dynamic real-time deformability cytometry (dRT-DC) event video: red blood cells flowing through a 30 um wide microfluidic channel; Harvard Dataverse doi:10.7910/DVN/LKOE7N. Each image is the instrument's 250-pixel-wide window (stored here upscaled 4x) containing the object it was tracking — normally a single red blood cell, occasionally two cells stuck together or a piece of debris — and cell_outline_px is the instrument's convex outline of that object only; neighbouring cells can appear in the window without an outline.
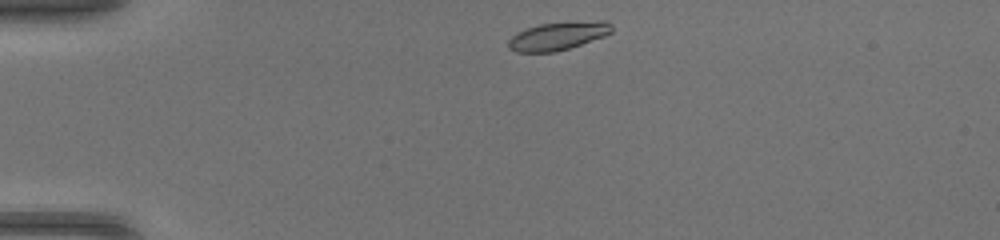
{"species": "common noctule bat (a hibernating species)", "species_latin": "Nyctalus noctula", "temperature_condition": "warm", "stored_images_in_passage": 39, "camera_frame_rate_fps": 3000, "um_per_image_px": 0.085, "animal": {"sex": "female", "body_mass_g": 17.0, "forearm_length_mm": 48.0}, "frame": {"image": 1, "passage_image": 1, "time_ms": 0.0, "image_size_px": [1000, 240], "cell_outline_px": [[612, 32], [604, 36], [556, 52], [516, 52], [508, 48], [508, 40], [516, 32], [540, 24], [604, 20], [608, 20], [612, 24]], "centroid_in_image_um": [47.43, 3.06], "position_along_channel_um": 37.6, "area_um2": 16.82}}
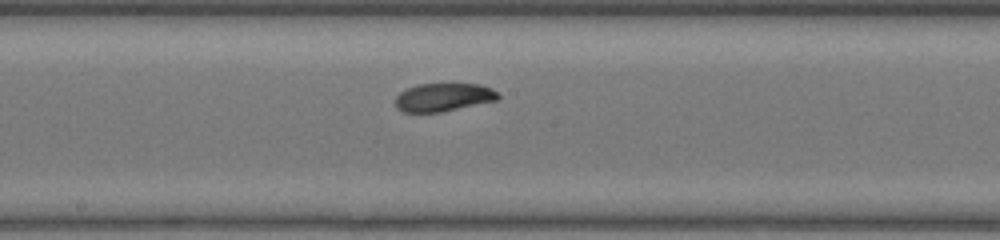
{"frame": {"image": 2, "passage_image": 17, "time_ms": 5.333, "image_size_px": [1000, 240], "cell_outline_px": [[500, 96], [496, 100], [440, 112], [404, 112], [396, 108], [396, 96], [400, 92], [408, 88], [420, 84], [480, 84], [492, 88]], "centroid_in_image_um": [37.68, 8.26], "position_along_channel_um": 210.5, "area_um2": 16.65}}
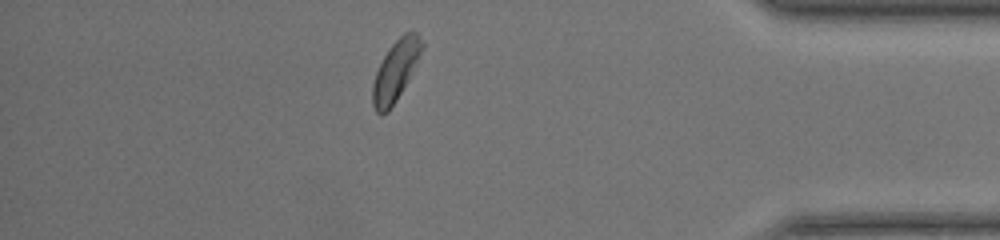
{"frame": {"image": 3, "passage_image": 33, "time_ms": 10.667, "image_size_px": [1000, 240], "cell_outline_px": [[424, 48], [396, 100], [388, 112], [380, 116], [376, 112], [372, 104], [372, 84], [376, 72], [388, 48], [404, 32], [416, 32], [420, 36], [424, 44]], "centroid_in_image_um": [33.61, 6.01], "position_along_channel_um": 401.6, "area_um2": 17.11}, "authors_computed_cell_mechanics": {"area_um2": 17.1088, "velocity_mm_per_s": 4.2047, "shape_relaxation_time_tau1_ms": 2.0182, "shape_relaxation_time_tau2_ms": 3.0913, "deformation_change_tau1": 0.107, "deformation_change_tau2": 0.0473}}